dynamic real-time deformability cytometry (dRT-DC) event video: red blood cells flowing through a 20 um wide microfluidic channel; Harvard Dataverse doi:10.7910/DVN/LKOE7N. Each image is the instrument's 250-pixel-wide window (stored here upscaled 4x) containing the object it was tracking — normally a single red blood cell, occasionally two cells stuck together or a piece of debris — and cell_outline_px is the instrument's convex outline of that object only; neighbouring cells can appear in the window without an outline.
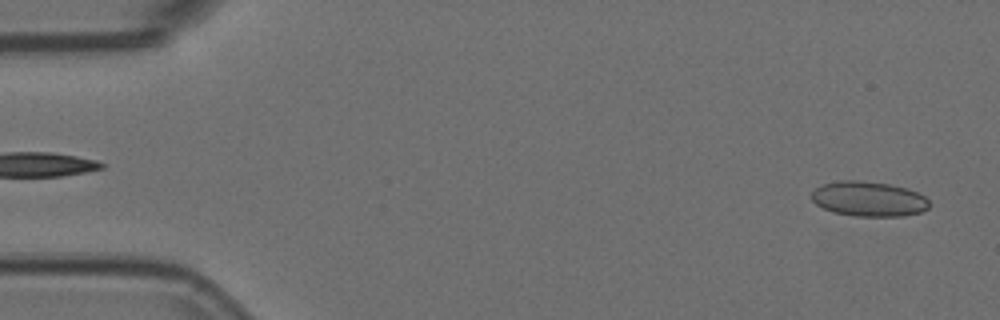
{"species": "Egyptian fruit bat (a non-hibernating species)", "species_latin": "Rousettus aegyptiacus", "temperature_condition": "room temperature", "stored_images_in_passage": 43, "camera_frame_rate_fps": 3000, "um_per_image_px": 0.085, "animal": {"sex": "female"}, "frame": {"image": 1, "passage_image": 2, "time_ms": 0.333, "image_size_px": [1000, 320], "cell_outline_px": [[928, 208], [920, 212], [904, 216], [856, 216], [832, 212], [816, 204], [812, 200], [812, 192], [816, 188], [824, 184], [840, 180], [860, 180], [888, 184], [908, 188], [924, 196], [928, 200]], "centroid_in_image_um": [73.84, 16.91], "position_along_channel_um": 11.2, "area_um2": 23.87}}
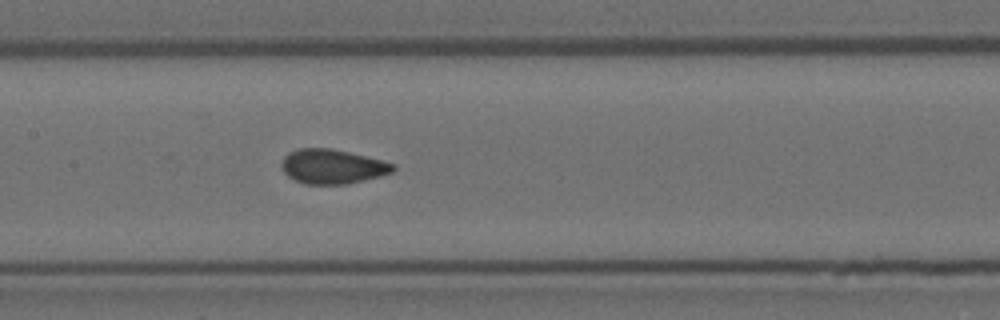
{"frame": {"image": 2, "passage_image": 25, "time_ms": 8.0, "image_size_px": [1000, 320], "cell_outline_px": [[396, 168], [392, 172], [380, 176], [348, 184], [304, 184], [288, 176], [284, 172], [280, 164], [284, 156], [288, 152], [300, 148], [332, 148], [396, 164]], "centroid_in_image_um": [28.23, 14.15], "position_along_channel_um": 179.2, "area_um2": 22.37}}
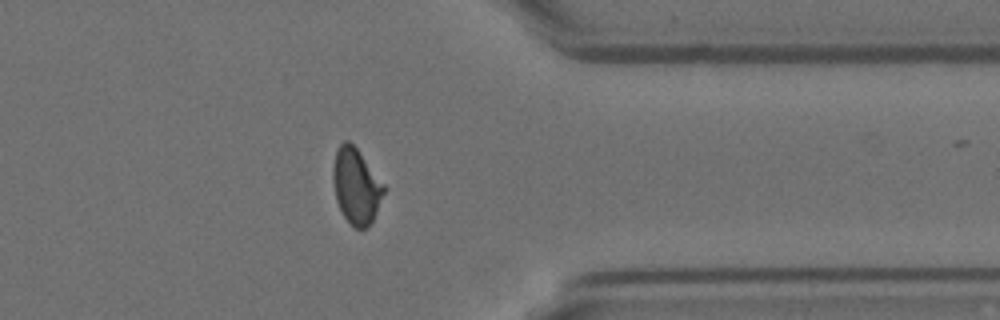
{"frame": {"image": 3, "passage_image": 42, "time_ms": 13.667, "image_size_px": [1000, 320], "cell_outline_px": [[384, 192], [376, 212], [372, 220], [364, 228], [356, 228], [344, 216], [336, 200], [332, 180], [332, 168], [336, 148], [344, 140], [348, 140], [356, 148], [384, 184]], "centroid_in_image_um": [30.23, 15.77], "position_along_channel_um": 381.2, "area_um2": 21.96}}